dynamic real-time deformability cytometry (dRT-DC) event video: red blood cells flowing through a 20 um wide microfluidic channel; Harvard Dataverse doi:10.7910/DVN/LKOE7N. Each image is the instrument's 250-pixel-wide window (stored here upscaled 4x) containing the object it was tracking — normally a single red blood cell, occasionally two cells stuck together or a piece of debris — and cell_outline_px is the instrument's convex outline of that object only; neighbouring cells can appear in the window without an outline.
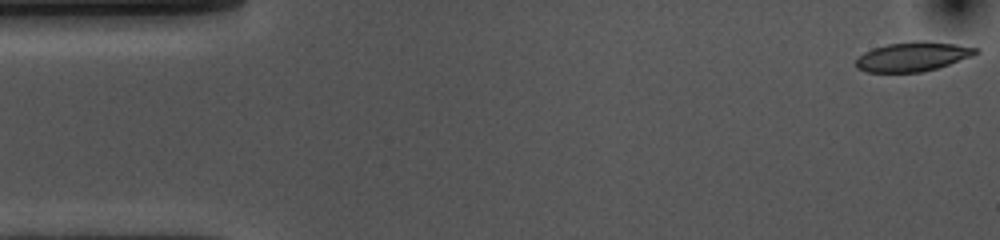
{"species": "common noctule bat (a hibernating species)", "species_latin": "Nyctalus noctula", "temperature_condition": "cold", "stored_images_in_passage": 54, "camera_frame_rate_fps": 3000, "um_per_image_px": 0.085, "animal": {"sex": "female", "body_mass_g": 10.0, "forearm_length_mm": 53.1}, "frame": {"image": 1, "passage_image": 1, "time_ms": 0.0, "image_size_px": [1000, 240], "cell_outline_px": [[980, 52], [972, 56], [936, 68], [920, 72], [868, 72], [856, 68], [856, 60], [864, 52], [872, 48], [888, 44], [916, 40], [924, 40], [956, 44], [980, 48]], "centroid_in_image_um": [77.6, 4.79], "position_along_channel_um": 7.4, "area_um2": 20.52}}
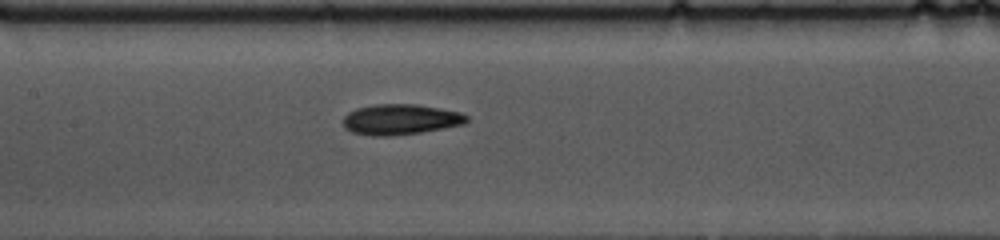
{"frame": {"image": 2, "passage_image": 24, "time_ms": 7.667, "image_size_px": [1000, 240], "cell_outline_px": [[468, 120], [464, 124], [444, 128], [420, 132], [392, 136], [372, 136], [352, 132], [344, 128], [344, 116], [348, 112], [356, 108], [376, 104], [416, 104], [440, 108], [460, 112], [468, 116]], "centroid_in_image_um": [34.03, 10.15], "position_along_channel_um": 173.4, "area_um2": 22.02}}
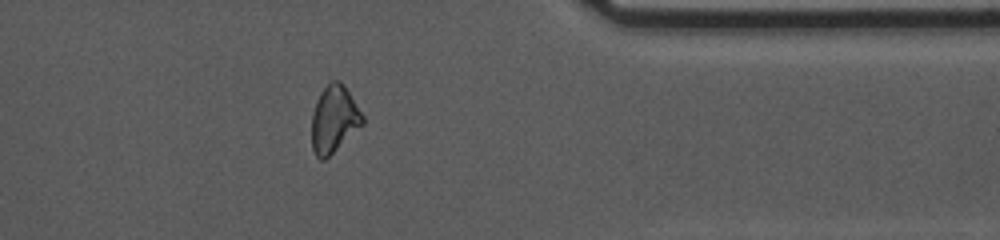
{"frame": {"image": 3, "passage_image": 43, "time_ms": 14.0, "image_size_px": [1000, 240], "cell_outline_px": [[364, 124], [324, 160], [320, 160], [316, 156], [312, 148], [312, 112], [316, 100], [320, 92], [332, 80], [340, 80], [344, 84], [364, 116]], "centroid_in_image_um": [28.39, 10.12], "position_along_channel_um": 383.0, "area_um2": 19.88}, "authors_computed_cell_mechanics": {"area_um2": 21.1837, "velocity_mm_per_s": 3.6057, "shape_relaxation_time_tau1_ms": 4.3252, "shape_relaxation_time_tau2_ms": 6.7486, "deformation_change_tau1": 0.1363, "deformation_change_tau2": 0.1408}}